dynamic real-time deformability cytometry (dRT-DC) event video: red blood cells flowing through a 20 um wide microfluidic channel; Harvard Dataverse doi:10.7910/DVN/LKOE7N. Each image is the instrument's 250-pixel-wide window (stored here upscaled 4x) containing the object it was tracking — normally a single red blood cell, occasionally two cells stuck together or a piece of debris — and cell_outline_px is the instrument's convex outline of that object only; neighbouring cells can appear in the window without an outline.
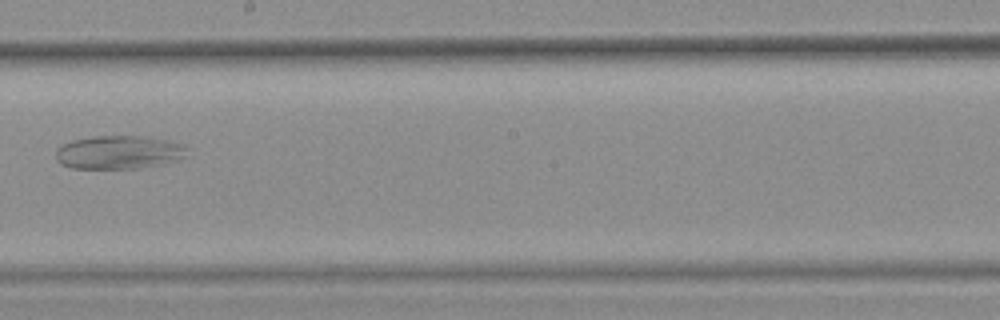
{"species": "common noctule bat (a hibernating species)", "species_latin": "Nyctalus noctula", "temperature_condition": "warm", "stored_images_in_passage": 6, "camera_frame_rate_fps": 3000, "um_per_image_px": 0.085, "animal": {"sex": "female", "body_mass_g": 25.1}, "frame": {"image": 1, "passage_image": 5, "time_ms": 1.333, "image_size_px": [1000, 320], "cell_outline_px": [[192, 148], [184, 156], [176, 160], [160, 164], [140, 168], [72, 168], [60, 164], [56, 160], [56, 152], [64, 144], [72, 140], [92, 136], [148, 136], [168, 140], [184, 144]], "centroid_in_image_um": [10.15, 12.93], "position_along_channel_um": 238.0, "area_um2": 25.72}}